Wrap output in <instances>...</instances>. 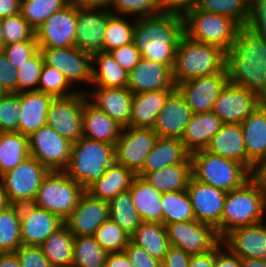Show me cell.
<instances>
[{"label":"cell","mask_w":266,"mask_h":267,"mask_svg":"<svg viewBox=\"0 0 266 267\" xmlns=\"http://www.w3.org/2000/svg\"><path fill=\"white\" fill-rule=\"evenodd\" d=\"M173 70L161 63L142 58L128 73L127 88L133 94L156 90H176Z\"/></svg>","instance_id":"22"},{"label":"cell","mask_w":266,"mask_h":267,"mask_svg":"<svg viewBox=\"0 0 266 267\" xmlns=\"http://www.w3.org/2000/svg\"><path fill=\"white\" fill-rule=\"evenodd\" d=\"M130 241L161 262L170 247L165 225L160 222H142Z\"/></svg>","instance_id":"36"},{"label":"cell","mask_w":266,"mask_h":267,"mask_svg":"<svg viewBox=\"0 0 266 267\" xmlns=\"http://www.w3.org/2000/svg\"><path fill=\"white\" fill-rule=\"evenodd\" d=\"M192 176V163H178L147 173L145 179L161 193L186 190Z\"/></svg>","instance_id":"37"},{"label":"cell","mask_w":266,"mask_h":267,"mask_svg":"<svg viewBox=\"0 0 266 267\" xmlns=\"http://www.w3.org/2000/svg\"><path fill=\"white\" fill-rule=\"evenodd\" d=\"M187 192L196 221L216 228L221 223L224 200L227 192L202 183L191 176Z\"/></svg>","instance_id":"21"},{"label":"cell","mask_w":266,"mask_h":267,"mask_svg":"<svg viewBox=\"0 0 266 267\" xmlns=\"http://www.w3.org/2000/svg\"><path fill=\"white\" fill-rule=\"evenodd\" d=\"M127 19H129L128 16L113 14L108 18L104 37L103 52H110L113 49L133 42L135 18L132 21Z\"/></svg>","instance_id":"44"},{"label":"cell","mask_w":266,"mask_h":267,"mask_svg":"<svg viewBox=\"0 0 266 267\" xmlns=\"http://www.w3.org/2000/svg\"><path fill=\"white\" fill-rule=\"evenodd\" d=\"M108 219V201L92 197L85 191L64 224L74 237H78L94 235L95 231Z\"/></svg>","instance_id":"20"},{"label":"cell","mask_w":266,"mask_h":267,"mask_svg":"<svg viewBox=\"0 0 266 267\" xmlns=\"http://www.w3.org/2000/svg\"><path fill=\"white\" fill-rule=\"evenodd\" d=\"M135 176L130 169L114 162L107 168L105 174L91 184L85 191L92 197L109 201L121 192L129 190Z\"/></svg>","instance_id":"34"},{"label":"cell","mask_w":266,"mask_h":267,"mask_svg":"<svg viewBox=\"0 0 266 267\" xmlns=\"http://www.w3.org/2000/svg\"><path fill=\"white\" fill-rule=\"evenodd\" d=\"M122 128L88 99L85 101L83 107V137L115 145Z\"/></svg>","instance_id":"31"},{"label":"cell","mask_w":266,"mask_h":267,"mask_svg":"<svg viewBox=\"0 0 266 267\" xmlns=\"http://www.w3.org/2000/svg\"><path fill=\"white\" fill-rule=\"evenodd\" d=\"M17 69L8 61L5 52L0 50V88L5 93H18Z\"/></svg>","instance_id":"57"},{"label":"cell","mask_w":266,"mask_h":267,"mask_svg":"<svg viewBox=\"0 0 266 267\" xmlns=\"http://www.w3.org/2000/svg\"><path fill=\"white\" fill-rule=\"evenodd\" d=\"M1 32L4 44L36 40L35 30L21 14L1 19Z\"/></svg>","instance_id":"50"},{"label":"cell","mask_w":266,"mask_h":267,"mask_svg":"<svg viewBox=\"0 0 266 267\" xmlns=\"http://www.w3.org/2000/svg\"><path fill=\"white\" fill-rule=\"evenodd\" d=\"M53 96L39 91L20 92L19 133L30 136L46 125Z\"/></svg>","instance_id":"30"},{"label":"cell","mask_w":266,"mask_h":267,"mask_svg":"<svg viewBox=\"0 0 266 267\" xmlns=\"http://www.w3.org/2000/svg\"><path fill=\"white\" fill-rule=\"evenodd\" d=\"M190 255L183 249L170 246L162 261V267H189Z\"/></svg>","instance_id":"61"},{"label":"cell","mask_w":266,"mask_h":267,"mask_svg":"<svg viewBox=\"0 0 266 267\" xmlns=\"http://www.w3.org/2000/svg\"><path fill=\"white\" fill-rule=\"evenodd\" d=\"M157 137L152 128L123 127L115 144V162L136 175L142 169Z\"/></svg>","instance_id":"14"},{"label":"cell","mask_w":266,"mask_h":267,"mask_svg":"<svg viewBox=\"0 0 266 267\" xmlns=\"http://www.w3.org/2000/svg\"><path fill=\"white\" fill-rule=\"evenodd\" d=\"M44 64L54 67L61 72L68 83L78 91L85 92L78 84L86 83L91 86L92 54L82 51L76 46L65 48H39ZM81 89V90H80Z\"/></svg>","instance_id":"11"},{"label":"cell","mask_w":266,"mask_h":267,"mask_svg":"<svg viewBox=\"0 0 266 267\" xmlns=\"http://www.w3.org/2000/svg\"><path fill=\"white\" fill-rule=\"evenodd\" d=\"M15 253L20 267H53L40 246L21 245Z\"/></svg>","instance_id":"54"},{"label":"cell","mask_w":266,"mask_h":267,"mask_svg":"<svg viewBox=\"0 0 266 267\" xmlns=\"http://www.w3.org/2000/svg\"><path fill=\"white\" fill-rule=\"evenodd\" d=\"M178 163H192L190 153L181 140L179 138L157 137L142 169L136 175L143 178L147 173Z\"/></svg>","instance_id":"27"},{"label":"cell","mask_w":266,"mask_h":267,"mask_svg":"<svg viewBox=\"0 0 266 267\" xmlns=\"http://www.w3.org/2000/svg\"><path fill=\"white\" fill-rule=\"evenodd\" d=\"M21 245L20 205L9 204L0 210V253L15 252Z\"/></svg>","instance_id":"41"},{"label":"cell","mask_w":266,"mask_h":267,"mask_svg":"<svg viewBox=\"0 0 266 267\" xmlns=\"http://www.w3.org/2000/svg\"><path fill=\"white\" fill-rule=\"evenodd\" d=\"M241 267H266V259H241Z\"/></svg>","instance_id":"68"},{"label":"cell","mask_w":266,"mask_h":267,"mask_svg":"<svg viewBox=\"0 0 266 267\" xmlns=\"http://www.w3.org/2000/svg\"><path fill=\"white\" fill-rule=\"evenodd\" d=\"M109 53L118 65L121 66L127 73H129L142 59L141 53L133 42L113 49Z\"/></svg>","instance_id":"56"},{"label":"cell","mask_w":266,"mask_h":267,"mask_svg":"<svg viewBox=\"0 0 266 267\" xmlns=\"http://www.w3.org/2000/svg\"><path fill=\"white\" fill-rule=\"evenodd\" d=\"M243 140L248 157V170L266 158V101L242 123Z\"/></svg>","instance_id":"26"},{"label":"cell","mask_w":266,"mask_h":267,"mask_svg":"<svg viewBox=\"0 0 266 267\" xmlns=\"http://www.w3.org/2000/svg\"><path fill=\"white\" fill-rule=\"evenodd\" d=\"M266 218V196L250 178L239 188L226 193L221 223L215 228L222 239L229 231L256 224Z\"/></svg>","instance_id":"3"},{"label":"cell","mask_w":266,"mask_h":267,"mask_svg":"<svg viewBox=\"0 0 266 267\" xmlns=\"http://www.w3.org/2000/svg\"><path fill=\"white\" fill-rule=\"evenodd\" d=\"M7 205H9V203L7 201L5 192L2 189V185H1V182H0V210L4 209Z\"/></svg>","instance_id":"69"},{"label":"cell","mask_w":266,"mask_h":267,"mask_svg":"<svg viewBox=\"0 0 266 267\" xmlns=\"http://www.w3.org/2000/svg\"><path fill=\"white\" fill-rule=\"evenodd\" d=\"M128 73L118 65L109 52L92 54L90 87L127 88Z\"/></svg>","instance_id":"35"},{"label":"cell","mask_w":266,"mask_h":267,"mask_svg":"<svg viewBox=\"0 0 266 267\" xmlns=\"http://www.w3.org/2000/svg\"><path fill=\"white\" fill-rule=\"evenodd\" d=\"M29 137L30 156L50 171L65 170L70 161L72 143L50 126H43Z\"/></svg>","instance_id":"13"},{"label":"cell","mask_w":266,"mask_h":267,"mask_svg":"<svg viewBox=\"0 0 266 267\" xmlns=\"http://www.w3.org/2000/svg\"><path fill=\"white\" fill-rule=\"evenodd\" d=\"M133 267H162V262L153 258L143 248L129 241L123 250Z\"/></svg>","instance_id":"58"},{"label":"cell","mask_w":266,"mask_h":267,"mask_svg":"<svg viewBox=\"0 0 266 267\" xmlns=\"http://www.w3.org/2000/svg\"><path fill=\"white\" fill-rule=\"evenodd\" d=\"M20 93H5L0 98V132H19Z\"/></svg>","instance_id":"52"},{"label":"cell","mask_w":266,"mask_h":267,"mask_svg":"<svg viewBox=\"0 0 266 267\" xmlns=\"http://www.w3.org/2000/svg\"><path fill=\"white\" fill-rule=\"evenodd\" d=\"M66 5L67 0H21L20 14L36 30L50 15Z\"/></svg>","instance_id":"45"},{"label":"cell","mask_w":266,"mask_h":267,"mask_svg":"<svg viewBox=\"0 0 266 267\" xmlns=\"http://www.w3.org/2000/svg\"><path fill=\"white\" fill-rule=\"evenodd\" d=\"M114 162V144L82 137L72 143L70 161L64 171L86 190Z\"/></svg>","instance_id":"5"},{"label":"cell","mask_w":266,"mask_h":267,"mask_svg":"<svg viewBox=\"0 0 266 267\" xmlns=\"http://www.w3.org/2000/svg\"><path fill=\"white\" fill-rule=\"evenodd\" d=\"M162 224L196 220L187 190L162 193Z\"/></svg>","instance_id":"42"},{"label":"cell","mask_w":266,"mask_h":267,"mask_svg":"<svg viewBox=\"0 0 266 267\" xmlns=\"http://www.w3.org/2000/svg\"><path fill=\"white\" fill-rule=\"evenodd\" d=\"M88 99L78 91L68 97L53 98L47 111L46 125L71 143L83 137V107Z\"/></svg>","instance_id":"10"},{"label":"cell","mask_w":266,"mask_h":267,"mask_svg":"<svg viewBox=\"0 0 266 267\" xmlns=\"http://www.w3.org/2000/svg\"><path fill=\"white\" fill-rule=\"evenodd\" d=\"M38 91L57 98L71 96L78 92V89H74L68 83L64 75L57 69L43 64L40 73Z\"/></svg>","instance_id":"47"},{"label":"cell","mask_w":266,"mask_h":267,"mask_svg":"<svg viewBox=\"0 0 266 267\" xmlns=\"http://www.w3.org/2000/svg\"><path fill=\"white\" fill-rule=\"evenodd\" d=\"M21 0H0V19L20 13Z\"/></svg>","instance_id":"65"},{"label":"cell","mask_w":266,"mask_h":267,"mask_svg":"<svg viewBox=\"0 0 266 267\" xmlns=\"http://www.w3.org/2000/svg\"><path fill=\"white\" fill-rule=\"evenodd\" d=\"M85 189L64 170L49 171L38 189L33 204L65 221L76 208Z\"/></svg>","instance_id":"8"},{"label":"cell","mask_w":266,"mask_h":267,"mask_svg":"<svg viewBox=\"0 0 266 267\" xmlns=\"http://www.w3.org/2000/svg\"><path fill=\"white\" fill-rule=\"evenodd\" d=\"M229 82L266 101V40L258 32L239 25L233 47L225 53Z\"/></svg>","instance_id":"1"},{"label":"cell","mask_w":266,"mask_h":267,"mask_svg":"<svg viewBox=\"0 0 266 267\" xmlns=\"http://www.w3.org/2000/svg\"><path fill=\"white\" fill-rule=\"evenodd\" d=\"M206 150L225 159L241 163L248 169V157L241 124L224 123L217 134L212 137Z\"/></svg>","instance_id":"29"},{"label":"cell","mask_w":266,"mask_h":267,"mask_svg":"<svg viewBox=\"0 0 266 267\" xmlns=\"http://www.w3.org/2000/svg\"><path fill=\"white\" fill-rule=\"evenodd\" d=\"M245 24L266 40V0H249Z\"/></svg>","instance_id":"55"},{"label":"cell","mask_w":266,"mask_h":267,"mask_svg":"<svg viewBox=\"0 0 266 267\" xmlns=\"http://www.w3.org/2000/svg\"><path fill=\"white\" fill-rule=\"evenodd\" d=\"M38 50L39 48L36 40L10 43L4 45L3 48L8 61L16 69L19 68V65L31 58Z\"/></svg>","instance_id":"53"},{"label":"cell","mask_w":266,"mask_h":267,"mask_svg":"<svg viewBox=\"0 0 266 267\" xmlns=\"http://www.w3.org/2000/svg\"><path fill=\"white\" fill-rule=\"evenodd\" d=\"M215 247L205 253L190 255L189 267H214Z\"/></svg>","instance_id":"62"},{"label":"cell","mask_w":266,"mask_h":267,"mask_svg":"<svg viewBox=\"0 0 266 267\" xmlns=\"http://www.w3.org/2000/svg\"><path fill=\"white\" fill-rule=\"evenodd\" d=\"M108 204L109 218L131 236L142 223V220L135 208L130 191L121 192L109 200Z\"/></svg>","instance_id":"40"},{"label":"cell","mask_w":266,"mask_h":267,"mask_svg":"<svg viewBox=\"0 0 266 267\" xmlns=\"http://www.w3.org/2000/svg\"><path fill=\"white\" fill-rule=\"evenodd\" d=\"M225 68V52L217 45L200 43L182 35L176 48L173 78L176 83L220 73Z\"/></svg>","instance_id":"4"},{"label":"cell","mask_w":266,"mask_h":267,"mask_svg":"<svg viewBox=\"0 0 266 267\" xmlns=\"http://www.w3.org/2000/svg\"><path fill=\"white\" fill-rule=\"evenodd\" d=\"M223 124L213 111L192 114L180 140L190 154L204 150Z\"/></svg>","instance_id":"28"},{"label":"cell","mask_w":266,"mask_h":267,"mask_svg":"<svg viewBox=\"0 0 266 267\" xmlns=\"http://www.w3.org/2000/svg\"><path fill=\"white\" fill-rule=\"evenodd\" d=\"M129 191L142 222L162 223V193L160 191L137 175L132 180Z\"/></svg>","instance_id":"33"},{"label":"cell","mask_w":266,"mask_h":267,"mask_svg":"<svg viewBox=\"0 0 266 267\" xmlns=\"http://www.w3.org/2000/svg\"><path fill=\"white\" fill-rule=\"evenodd\" d=\"M44 64L43 56L38 50L25 63L17 68L18 93L38 91L40 73Z\"/></svg>","instance_id":"51"},{"label":"cell","mask_w":266,"mask_h":267,"mask_svg":"<svg viewBox=\"0 0 266 267\" xmlns=\"http://www.w3.org/2000/svg\"><path fill=\"white\" fill-rule=\"evenodd\" d=\"M93 236L108 253L123 251L130 241V236L110 218L95 231Z\"/></svg>","instance_id":"49"},{"label":"cell","mask_w":266,"mask_h":267,"mask_svg":"<svg viewBox=\"0 0 266 267\" xmlns=\"http://www.w3.org/2000/svg\"><path fill=\"white\" fill-rule=\"evenodd\" d=\"M5 94V92L0 88V98Z\"/></svg>","instance_id":"71"},{"label":"cell","mask_w":266,"mask_h":267,"mask_svg":"<svg viewBox=\"0 0 266 267\" xmlns=\"http://www.w3.org/2000/svg\"><path fill=\"white\" fill-rule=\"evenodd\" d=\"M0 25H1V19H0ZM4 41L2 38V32H1V26H0V50H2L4 48Z\"/></svg>","instance_id":"70"},{"label":"cell","mask_w":266,"mask_h":267,"mask_svg":"<svg viewBox=\"0 0 266 267\" xmlns=\"http://www.w3.org/2000/svg\"><path fill=\"white\" fill-rule=\"evenodd\" d=\"M229 82L226 69L213 75L178 83L176 89L185 98L193 114L213 111L216 99Z\"/></svg>","instance_id":"16"},{"label":"cell","mask_w":266,"mask_h":267,"mask_svg":"<svg viewBox=\"0 0 266 267\" xmlns=\"http://www.w3.org/2000/svg\"><path fill=\"white\" fill-rule=\"evenodd\" d=\"M175 90H156L134 94L130 126L152 128L168 97Z\"/></svg>","instance_id":"32"},{"label":"cell","mask_w":266,"mask_h":267,"mask_svg":"<svg viewBox=\"0 0 266 267\" xmlns=\"http://www.w3.org/2000/svg\"><path fill=\"white\" fill-rule=\"evenodd\" d=\"M0 267H20L15 252L0 253Z\"/></svg>","instance_id":"67"},{"label":"cell","mask_w":266,"mask_h":267,"mask_svg":"<svg viewBox=\"0 0 266 267\" xmlns=\"http://www.w3.org/2000/svg\"><path fill=\"white\" fill-rule=\"evenodd\" d=\"M108 0H67L69 5L78 8L102 7L107 5Z\"/></svg>","instance_id":"66"},{"label":"cell","mask_w":266,"mask_h":267,"mask_svg":"<svg viewBox=\"0 0 266 267\" xmlns=\"http://www.w3.org/2000/svg\"><path fill=\"white\" fill-rule=\"evenodd\" d=\"M74 235L63 224L41 245L44 256L53 267H71L73 263Z\"/></svg>","instance_id":"38"},{"label":"cell","mask_w":266,"mask_h":267,"mask_svg":"<svg viewBox=\"0 0 266 267\" xmlns=\"http://www.w3.org/2000/svg\"><path fill=\"white\" fill-rule=\"evenodd\" d=\"M88 100L122 127L130 126L134 94L128 88L86 87Z\"/></svg>","instance_id":"23"},{"label":"cell","mask_w":266,"mask_h":267,"mask_svg":"<svg viewBox=\"0 0 266 267\" xmlns=\"http://www.w3.org/2000/svg\"><path fill=\"white\" fill-rule=\"evenodd\" d=\"M30 156L29 137L19 132L0 133V176Z\"/></svg>","instance_id":"39"},{"label":"cell","mask_w":266,"mask_h":267,"mask_svg":"<svg viewBox=\"0 0 266 267\" xmlns=\"http://www.w3.org/2000/svg\"><path fill=\"white\" fill-rule=\"evenodd\" d=\"M265 221L231 230L221 241L241 259H266Z\"/></svg>","instance_id":"24"},{"label":"cell","mask_w":266,"mask_h":267,"mask_svg":"<svg viewBox=\"0 0 266 267\" xmlns=\"http://www.w3.org/2000/svg\"><path fill=\"white\" fill-rule=\"evenodd\" d=\"M108 252L95 240L93 235L74 238L73 267H105Z\"/></svg>","instance_id":"43"},{"label":"cell","mask_w":266,"mask_h":267,"mask_svg":"<svg viewBox=\"0 0 266 267\" xmlns=\"http://www.w3.org/2000/svg\"><path fill=\"white\" fill-rule=\"evenodd\" d=\"M105 267H133L124 251L110 252L106 256Z\"/></svg>","instance_id":"63"},{"label":"cell","mask_w":266,"mask_h":267,"mask_svg":"<svg viewBox=\"0 0 266 267\" xmlns=\"http://www.w3.org/2000/svg\"><path fill=\"white\" fill-rule=\"evenodd\" d=\"M77 7L66 5L50 15L35 30L38 48H65L75 46Z\"/></svg>","instance_id":"15"},{"label":"cell","mask_w":266,"mask_h":267,"mask_svg":"<svg viewBox=\"0 0 266 267\" xmlns=\"http://www.w3.org/2000/svg\"><path fill=\"white\" fill-rule=\"evenodd\" d=\"M214 267H241V258L230 251L222 241H220L215 246Z\"/></svg>","instance_id":"60"},{"label":"cell","mask_w":266,"mask_h":267,"mask_svg":"<svg viewBox=\"0 0 266 267\" xmlns=\"http://www.w3.org/2000/svg\"><path fill=\"white\" fill-rule=\"evenodd\" d=\"M49 171L35 157L29 156L13 170L0 176L8 203L13 205L33 203Z\"/></svg>","instance_id":"9"},{"label":"cell","mask_w":266,"mask_h":267,"mask_svg":"<svg viewBox=\"0 0 266 267\" xmlns=\"http://www.w3.org/2000/svg\"><path fill=\"white\" fill-rule=\"evenodd\" d=\"M183 34V17L161 12L135 18L133 43L142 58L173 68L178 41Z\"/></svg>","instance_id":"2"},{"label":"cell","mask_w":266,"mask_h":267,"mask_svg":"<svg viewBox=\"0 0 266 267\" xmlns=\"http://www.w3.org/2000/svg\"><path fill=\"white\" fill-rule=\"evenodd\" d=\"M111 15L106 6L77 7L75 46L89 54L103 51L106 25Z\"/></svg>","instance_id":"17"},{"label":"cell","mask_w":266,"mask_h":267,"mask_svg":"<svg viewBox=\"0 0 266 267\" xmlns=\"http://www.w3.org/2000/svg\"><path fill=\"white\" fill-rule=\"evenodd\" d=\"M64 221L43 208L31 204L20 205V233L22 245L40 246Z\"/></svg>","instance_id":"19"},{"label":"cell","mask_w":266,"mask_h":267,"mask_svg":"<svg viewBox=\"0 0 266 267\" xmlns=\"http://www.w3.org/2000/svg\"><path fill=\"white\" fill-rule=\"evenodd\" d=\"M251 178L259 185L266 196V158L254 166Z\"/></svg>","instance_id":"64"},{"label":"cell","mask_w":266,"mask_h":267,"mask_svg":"<svg viewBox=\"0 0 266 267\" xmlns=\"http://www.w3.org/2000/svg\"><path fill=\"white\" fill-rule=\"evenodd\" d=\"M263 102L255 93L228 82L216 99L213 112L223 123L241 124Z\"/></svg>","instance_id":"18"},{"label":"cell","mask_w":266,"mask_h":267,"mask_svg":"<svg viewBox=\"0 0 266 267\" xmlns=\"http://www.w3.org/2000/svg\"><path fill=\"white\" fill-rule=\"evenodd\" d=\"M192 176L224 192L239 188L251 178V172L241 163L212 154L206 149L190 154Z\"/></svg>","instance_id":"6"},{"label":"cell","mask_w":266,"mask_h":267,"mask_svg":"<svg viewBox=\"0 0 266 267\" xmlns=\"http://www.w3.org/2000/svg\"><path fill=\"white\" fill-rule=\"evenodd\" d=\"M239 25L228 16L205 12L197 7L183 16L184 35L200 43L217 45L225 53L233 47Z\"/></svg>","instance_id":"7"},{"label":"cell","mask_w":266,"mask_h":267,"mask_svg":"<svg viewBox=\"0 0 266 267\" xmlns=\"http://www.w3.org/2000/svg\"><path fill=\"white\" fill-rule=\"evenodd\" d=\"M170 246L183 249L189 255L205 253L220 241L216 229L196 220L165 224Z\"/></svg>","instance_id":"12"},{"label":"cell","mask_w":266,"mask_h":267,"mask_svg":"<svg viewBox=\"0 0 266 267\" xmlns=\"http://www.w3.org/2000/svg\"><path fill=\"white\" fill-rule=\"evenodd\" d=\"M106 7L113 15L131 16L130 18L161 13L159 0H108Z\"/></svg>","instance_id":"46"},{"label":"cell","mask_w":266,"mask_h":267,"mask_svg":"<svg viewBox=\"0 0 266 267\" xmlns=\"http://www.w3.org/2000/svg\"><path fill=\"white\" fill-rule=\"evenodd\" d=\"M248 4L249 0H199L197 8L205 12L228 16L241 25L246 22Z\"/></svg>","instance_id":"48"},{"label":"cell","mask_w":266,"mask_h":267,"mask_svg":"<svg viewBox=\"0 0 266 267\" xmlns=\"http://www.w3.org/2000/svg\"><path fill=\"white\" fill-rule=\"evenodd\" d=\"M192 114L185 98L176 89L158 114L153 130L158 137L181 139Z\"/></svg>","instance_id":"25"},{"label":"cell","mask_w":266,"mask_h":267,"mask_svg":"<svg viewBox=\"0 0 266 267\" xmlns=\"http://www.w3.org/2000/svg\"><path fill=\"white\" fill-rule=\"evenodd\" d=\"M199 0H159L161 12L184 16L197 7Z\"/></svg>","instance_id":"59"}]
</instances>
